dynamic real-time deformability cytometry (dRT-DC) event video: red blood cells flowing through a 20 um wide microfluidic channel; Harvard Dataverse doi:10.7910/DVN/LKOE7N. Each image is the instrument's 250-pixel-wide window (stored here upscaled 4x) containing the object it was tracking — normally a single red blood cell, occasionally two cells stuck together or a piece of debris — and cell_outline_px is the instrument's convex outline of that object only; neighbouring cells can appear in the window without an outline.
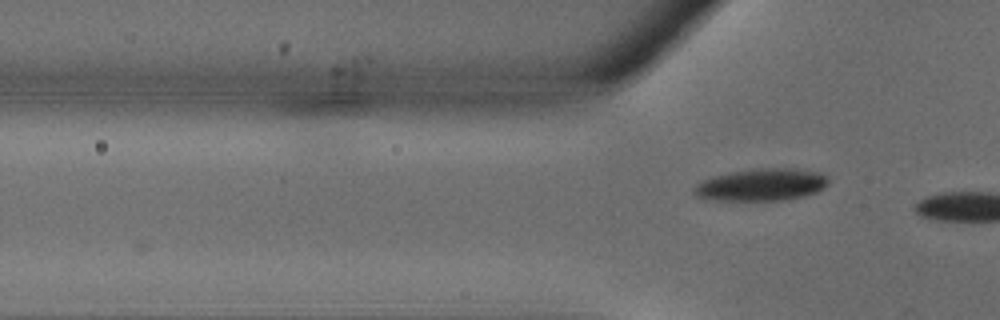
{"species": "common noctule bat (a hibernating species)", "species_latin": "Nyctalus noctula", "temperature_condition": "warm", "stored_images_in_passage": 9, "camera_frame_rate_fps": 3000, "um_per_image_px": 0.085, "animal": {"sex": "male", "body_mass_g": 18.8}, "frame": {"image": 1, "passage_image": 9, "time_ms": 2.667, "image_size_px": [1000, 320], "cell_outline_px": [[828, 184], [824, 188], [816, 192], [804, 196], [788, 200], [716, 200], [696, 196], [692, 192], [692, 188], [696, 184], [704, 180], [716, 176], [732, 172], [756, 168], [796, 168], [824, 172], [828, 176]], "centroid_in_image_um": [64.79, 15.69], "position_along_channel_um": 61.0, "area_um2": 25.43}}